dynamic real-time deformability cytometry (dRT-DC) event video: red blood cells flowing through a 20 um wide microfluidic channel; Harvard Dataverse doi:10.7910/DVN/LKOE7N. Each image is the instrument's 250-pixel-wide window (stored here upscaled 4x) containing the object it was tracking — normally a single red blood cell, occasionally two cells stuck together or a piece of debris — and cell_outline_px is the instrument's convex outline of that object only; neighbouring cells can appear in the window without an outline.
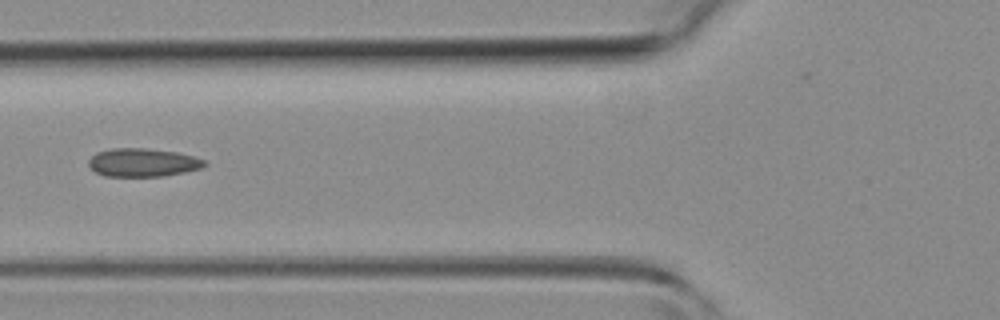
{"species": "common noctule bat (a hibernating species)", "species_latin": "Nyctalus noctula", "temperature_condition": "room temperature", "stored_images_in_passage": 5, "camera_frame_rate_fps": 3000, "um_per_image_px": 0.085, "animal": {"sex": "female", "body_mass_g": 19.3, "forearm_length_mm": 54.1}, "frame": {"image": 1, "passage_image": 5, "time_ms": 4.667, "image_size_px": [1000, 320], "cell_outline_px": [[208, 164], [204, 168], [164, 176], [104, 176], [96, 172], [88, 164], [88, 160], [96, 152], [112, 148], [144, 148], [176, 152], [192, 156], [204, 160]], "centroid_in_image_um": [12.14, 13.81], "position_along_channel_um": 113.7, "area_um2": 19.13}}